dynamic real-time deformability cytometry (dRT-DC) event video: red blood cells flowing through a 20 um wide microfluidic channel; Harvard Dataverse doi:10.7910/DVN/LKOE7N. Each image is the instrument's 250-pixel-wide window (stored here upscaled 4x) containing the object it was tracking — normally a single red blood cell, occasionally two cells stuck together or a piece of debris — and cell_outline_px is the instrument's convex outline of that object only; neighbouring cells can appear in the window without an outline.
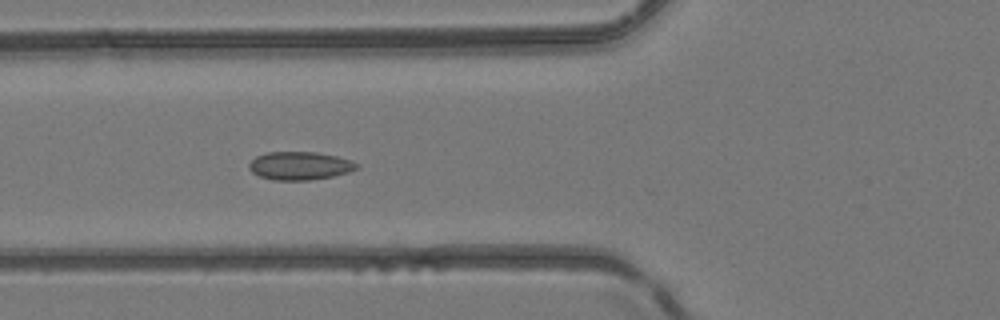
{"species": "common noctule bat (a hibernating species)", "species_latin": "Nyctalus noctula", "temperature_condition": "room temperature", "stored_images_in_passage": 4, "camera_frame_rate_fps": 3000, "um_per_image_px": 0.085, "animal": {"sex": "female", "body_mass_g": 24.6, "forearm_length_mm": 56.2}, "frame": {"image": 1, "passage_image": 4, "time_ms": 5.0, "image_size_px": [1000, 320], "cell_outline_px": [[360, 168], [348, 172], [332, 176], [308, 180], [272, 180], [260, 176], [252, 172], [248, 168], [248, 164], [256, 156], [268, 152], [316, 152], [336, 156], [352, 160], [360, 164]], "centroid_in_image_um": [25.5, 14.09], "position_along_channel_um": 100.3, "area_um2": 17.74}}